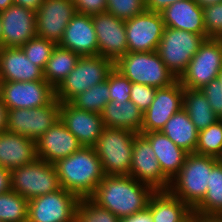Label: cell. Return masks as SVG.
I'll return each instance as SVG.
<instances>
[{
	"instance_id": "7c38bea8",
	"label": "cell",
	"mask_w": 222,
	"mask_h": 222,
	"mask_svg": "<svg viewBox=\"0 0 222 222\" xmlns=\"http://www.w3.org/2000/svg\"><path fill=\"white\" fill-rule=\"evenodd\" d=\"M0 98L8 110L38 108L55 99V89L46 80L0 82Z\"/></svg>"
},
{
	"instance_id": "7a4b0ae2",
	"label": "cell",
	"mask_w": 222,
	"mask_h": 222,
	"mask_svg": "<svg viewBox=\"0 0 222 222\" xmlns=\"http://www.w3.org/2000/svg\"><path fill=\"white\" fill-rule=\"evenodd\" d=\"M54 166L61 188L81 198H90L105 177L94 147H81Z\"/></svg>"
},
{
	"instance_id": "1f68e13d",
	"label": "cell",
	"mask_w": 222,
	"mask_h": 222,
	"mask_svg": "<svg viewBox=\"0 0 222 222\" xmlns=\"http://www.w3.org/2000/svg\"><path fill=\"white\" fill-rule=\"evenodd\" d=\"M109 74L107 79L90 87L75 96L70 103L76 108L100 114L104 106L110 101Z\"/></svg>"
},
{
	"instance_id": "836d02e7",
	"label": "cell",
	"mask_w": 222,
	"mask_h": 222,
	"mask_svg": "<svg viewBox=\"0 0 222 222\" xmlns=\"http://www.w3.org/2000/svg\"><path fill=\"white\" fill-rule=\"evenodd\" d=\"M195 153L217 159L222 157L221 120L199 131Z\"/></svg>"
},
{
	"instance_id": "8d00e7d4",
	"label": "cell",
	"mask_w": 222,
	"mask_h": 222,
	"mask_svg": "<svg viewBox=\"0 0 222 222\" xmlns=\"http://www.w3.org/2000/svg\"><path fill=\"white\" fill-rule=\"evenodd\" d=\"M106 12L120 18L128 20L146 11L145 0H106Z\"/></svg>"
},
{
	"instance_id": "f907efd6",
	"label": "cell",
	"mask_w": 222,
	"mask_h": 222,
	"mask_svg": "<svg viewBox=\"0 0 222 222\" xmlns=\"http://www.w3.org/2000/svg\"><path fill=\"white\" fill-rule=\"evenodd\" d=\"M14 4V0H0V12Z\"/></svg>"
},
{
	"instance_id": "f35d334b",
	"label": "cell",
	"mask_w": 222,
	"mask_h": 222,
	"mask_svg": "<svg viewBox=\"0 0 222 222\" xmlns=\"http://www.w3.org/2000/svg\"><path fill=\"white\" fill-rule=\"evenodd\" d=\"M132 82L113 68L109 72V94L110 101L130 100Z\"/></svg>"
},
{
	"instance_id": "44dd1931",
	"label": "cell",
	"mask_w": 222,
	"mask_h": 222,
	"mask_svg": "<svg viewBox=\"0 0 222 222\" xmlns=\"http://www.w3.org/2000/svg\"><path fill=\"white\" fill-rule=\"evenodd\" d=\"M58 45L80 56L98 55V42L92 16L76 13L67 24Z\"/></svg>"
},
{
	"instance_id": "ab89813d",
	"label": "cell",
	"mask_w": 222,
	"mask_h": 222,
	"mask_svg": "<svg viewBox=\"0 0 222 222\" xmlns=\"http://www.w3.org/2000/svg\"><path fill=\"white\" fill-rule=\"evenodd\" d=\"M156 90L152 86L132 83L130 100L144 113L153 102Z\"/></svg>"
},
{
	"instance_id": "d590c367",
	"label": "cell",
	"mask_w": 222,
	"mask_h": 222,
	"mask_svg": "<svg viewBox=\"0 0 222 222\" xmlns=\"http://www.w3.org/2000/svg\"><path fill=\"white\" fill-rule=\"evenodd\" d=\"M56 45L57 44L52 41L35 36L20 48L24 51L30 62L44 70Z\"/></svg>"
},
{
	"instance_id": "9c48e42d",
	"label": "cell",
	"mask_w": 222,
	"mask_h": 222,
	"mask_svg": "<svg viewBox=\"0 0 222 222\" xmlns=\"http://www.w3.org/2000/svg\"><path fill=\"white\" fill-rule=\"evenodd\" d=\"M222 70V38H207L178 79L184 88L201 90Z\"/></svg>"
},
{
	"instance_id": "ac0fdd59",
	"label": "cell",
	"mask_w": 222,
	"mask_h": 222,
	"mask_svg": "<svg viewBox=\"0 0 222 222\" xmlns=\"http://www.w3.org/2000/svg\"><path fill=\"white\" fill-rule=\"evenodd\" d=\"M2 21L1 47H21L37 36L36 12L11 5L0 12Z\"/></svg>"
},
{
	"instance_id": "74e56055",
	"label": "cell",
	"mask_w": 222,
	"mask_h": 222,
	"mask_svg": "<svg viewBox=\"0 0 222 222\" xmlns=\"http://www.w3.org/2000/svg\"><path fill=\"white\" fill-rule=\"evenodd\" d=\"M207 38H222V2L203 8Z\"/></svg>"
},
{
	"instance_id": "2e32d148",
	"label": "cell",
	"mask_w": 222,
	"mask_h": 222,
	"mask_svg": "<svg viewBox=\"0 0 222 222\" xmlns=\"http://www.w3.org/2000/svg\"><path fill=\"white\" fill-rule=\"evenodd\" d=\"M76 13L72 0H43L36 11L37 36L58 45L67 24Z\"/></svg>"
},
{
	"instance_id": "4dcf8cb0",
	"label": "cell",
	"mask_w": 222,
	"mask_h": 222,
	"mask_svg": "<svg viewBox=\"0 0 222 222\" xmlns=\"http://www.w3.org/2000/svg\"><path fill=\"white\" fill-rule=\"evenodd\" d=\"M194 213L222 215V162L218 160L209 175L207 193L193 209Z\"/></svg>"
},
{
	"instance_id": "e0dca14e",
	"label": "cell",
	"mask_w": 222,
	"mask_h": 222,
	"mask_svg": "<svg viewBox=\"0 0 222 222\" xmlns=\"http://www.w3.org/2000/svg\"><path fill=\"white\" fill-rule=\"evenodd\" d=\"M98 42V55L115 63L128 53L125 20L109 13L92 15Z\"/></svg>"
},
{
	"instance_id": "e575fe53",
	"label": "cell",
	"mask_w": 222,
	"mask_h": 222,
	"mask_svg": "<svg viewBox=\"0 0 222 222\" xmlns=\"http://www.w3.org/2000/svg\"><path fill=\"white\" fill-rule=\"evenodd\" d=\"M119 219L91 198H81L76 209L75 222H119Z\"/></svg>"
},
{
	"instance_id": "30bf717a",
	"label": "cell",
	"mask_w": 222,
	"mask_h": 222,
	"mask_svg": "<svg viewBox=\"0 0 222 222\" xmlns=\"http://www.w3.org/2000/svg\"><path fill=\"white\" fill-rule=\"evenodd\" d=\"M60 101L55 98L38 108L8 110L7 131L38 140L59 120Z\"/></svg>"
},
{
	"instance_id": "d6a6232c",
	"label": "cell",
	"mask_w": 222,
	"mask_h": 222,
	"mask_svg": "<svg viewBox=\"0 0 222 222\" xmlns=\"http://www.w3.org/2000/svg\"><path fill=\"white\" fill-rule=\"evenodd\" d=\"M0 219L6 222H27L28 200L13 190L0 194Z\"/></svg>"
},
{
	"instance_id": "9a60e30c",
	"label": "cell",
	"mask_w": 222,
	"mask_h": 222,
	"mask_svg": "<svg viewBox=\"0 0 222 222\" xmlns=\"http://www.w3.org/2000/svg\"><path fill=\"white\" fill-rule=\"evenodd\" d=\"M184 87L180 81L156 90L154 100L143 113L142 133L161 131L172 115L183 108Z\"/></svg>"
},
{
	"instance_id": "8992f818",
	"label": "cell",
	"mask_w": 222,
	"mask_h": 222,
	"mask_svg": "<svg viewBox=\"0 0 222 222\" xmlns=\"http://www.w3.org/2000/svg\"><path fill=\"white\" fill-rule=\"evenodd\" d=\"M114 63L101 55L81 56L74 69L55 89V98L70 102L92 86L104 82Z\"/></svg>"
},
{
	"instance_id": "d6986e66",
	"label": "cell",
	"mask_w": 222,
	"mask_h": 222,
	"mask_svg": "<svg viewBox=\"0 0 222 222\" xmlns=\"http://www.w3.org/2000/svg\"><path fill=\"white\" fill-rule=\"evenodd\" d=\"M59 119L82 147H94L104 129L101 114L76 108L70 102H60Z\"/></svg>"
},
{
	"instance_id": "d4e9b609",
	"label": "cell",
	"mask_w": 222,
	"mask_h": 222,
	"mask_svg": "<svg viewBox=\"0 0 222 222\" xmlns=\"http://www.w3.org/2000/svg\"><path fill=\"white\" fill-rule=\"evenodd\" d=\"M142 135L150 142L162 173L172 181L184 165L188 152L178 147L160 131L142 133Z\"/></svg>"
},
{
	"instance_id": "8fae6325",
	"label": "cell",
	"mask_w": 222,
	"mask_h": 222,
	"mask_svg": "<svg viewBox=\"0 0 222 222\" xmlns=\"http://www.w3.org/2000/svg\"><path fill=\"white\" fill-rule=\"evenodd\" d=\"M80 198L66 189L28 201L27 222H75Z\"/></svg>"
},
{
	"instance_id": "4316f807",
	"label": "cell",
	"mask_w": 222,
	"mask_h": 222,
	"mask_svg": "<svg viewBox=\"0 0 222 222\" xmlns=\"http://www.w3.org/2000/svg\"><path fill=\"white\" fill-rule=\"evenodd\" d=\"M153 222H183L193 210L169 190L155 191L148 202Z\"/></svg>"
},
{
	"instance_id": "ba28073f",
	"label": "cell",
	"mask_w": 222,
	"mask_h": 222,
	"mask_svg": "<svg viewBox=\"0 0 222 222\" xmlns=\"http://www.w3.org/2000/svg\"><path fill=\"white\" fill-rule=\"evenodd\" d=\"M11 173V190L28 201L61 189L54 164L37 158L30 164L14 168Z\"/></svg>"
},
{
	"instance_id": "277c9868",
	"label": "cell",
	"mask_w": 222,
	"mask_h": 222,
	"mask_svg": "<svg viewBox=\"0 0 222 222\" xmlns=\"http://www.w3.org/2000/svg\"><path fill=\"white\" fill-rule=\"evenodd\" d=\"M114 68L132 83L145 84L157 89L169 87L178 80L166 67L157 51L128 52L114 63Z\"/></svg>"
},
{
	"instance_id": "b9f144b4",
	"label": "cell",
	"mask_w": 222,
	"mask_h": 222,
	"mask_svg": "<svg viewBox=\"0 0 222 222\" xmlns=\"http://www.w3.org/2000/svg\"><path fill=\"white\" fill-rule=\"evenodd\" d=\"M77 13L85 15H96L106 13V0H72Z\"/></svg>"
},
{
	"instance_id": "7dc6e473",
	"label": "cell",
	"mask_w": 222,
	"mask_h": 222,
	"mask_svg": "<svg viewBox=\"0 0 222 222\" xmlns=\"http://www.w3.org/2000/svg\"><path fill=\"white\" fill-rule=\"evenodd\" d=\"M194 222H222V215L194 213Z\"/></svg>"
},
{
	"instance_id": "cb8c5ba5",
	"label": "cell",
	"mask_w": 222,
	"mask_h": 222,
	"mask_svg": "<svg viewBox=\"0 0 222 222\" xmlns=\"http://www.w3.org/2000/svg\"><path fill=\"white\" fill-rule=\"evenodd\" d=\"M165 27L206 35L203 8L195 0H180L160 12Z\"/></svg>"
},
{
	"instance_id": "681fc988",
	"label": "cell",
	"mask_w": 222,
	"mask_h": 222,
	"mask_svg": "<svg viewBox=\"0 0 222 222\" xmlns=\"http://www.w3.org/2000/svg\"><path fill=\"white\" fill-rule=\"evenodd\" d=\"M202 8L222 2V0H195Z\"/></svg>"
},
{
	"instance_id": "603a6c76",
	"label": "cell",
	"mask_w": 222,
	"mask_h": 222,
	"mask_svg": "<svg viewBox=\"0 0 222 222\" xmlns=\"http://www.w3.org/2000/svg\"><path fill=\"white\" fill-rule=\"evenodd\" d=\"M37 158L36 141L9 131L0 133V167L11 171Z\"/></svg>"
},
{
	"instance_id": "83f0119b",
	"label": "cell",
	"mask_w": 222,
	"mask_h": 222,
	"mask_svg": "<svg viewBox=\"0 0 222 222\" xmlns=\"http://www.w3.org/2000/svg\"><path fill=\"white\" fill-rule=\"evenodd\" d=\"M160 132L186 152L195 153L199 131L183 108L171 116Z\"/></svg>"
},
{
	"instance_id": "bcb514c9",
	"label": "cell",
	"mask_w": 222,
	"mask_h": 222,
	"mask_svg": "<svg viewBox=\"0 0 222 222\" xmlns=\"http://www.w3.org/2000/svg\"><path fill=\"white\" fill-rule=\"evenodd\" d=\"M42 1L43 0H14V4L36 12L40 8Z\"/></svg>"
},
{
	"instance_id": "c3c4849f",
	"label": "cell",
	"mask_w": 222,
	"mask_h": 222,
	"mask_svg": "<svg viewBox=\"0 0 222 222\" xmlns=\"http://www.w3.org/2000/svg\"><path fill=\"white\" fill-rule=\"evenodd\" d=\"M8 108L0 98V133L7 131Z\"/></svg>"
},
{
	"instance_id": "6da1fadb",
	"label": "cell",
	"mask_w": 222,
	"mask_h": 222,
	"mask_svg": "<svg viewBox=\"0 0 222 222\" xmlns=\"http://www.w3.org/2000/svg\"><path fill=\"white\" fill-rule=\"evenodd\" d=\"M154 192L152 187L130 175H105L90 198L117 217L123 218L148 207Z\"/></svg>"
},
{
	"instance_id": "db71d44e",
	"label": "cell",
	"mask_w": 222,
	"mask_h": 222,
	"mask_svg": "<svg viewBox=\"0 0 222 222\" xmlns=\"http://www.w3.org/2000/svg\"><path fill=\"white\" fill-rule=\"evenodd\" d=\"M1 36H2V21L0 18V48H1Z\"/></svg>"
},
{
	"instance_id": "3957f363",
	"label": "cell",
	"mask_w": 222,
	"mask_h": 222,
	"mask_svg": "<svg viewBox=\"0 0 222 222\" xmlns=\"http://www.w3.org/2000/svg\"><path fill=\"white\" fill-rule=\"evenodd\" d=\"M218 160L188 153L181 170L170 182L169 191L193 210L206 195L212 166Z\"/></svg>"
},
{
	"instance_id": "ee69618b",
	"label": "cell",
	"mask_w": 222,
	"mask_h": 222,
	"mask_svg": "<svg viewBox=\"0 0 222 222\" xmlns=\"http://www.w3.org/2000/svg\"><path fill=\"white\" fill-rule=\"evenodd\" d=\"M180 0H145L146 10L151 12H162L165 8Z\"/></svg>"
},
{
	"instance_id": "f1b7e54d",
	"label": "cell",
	"mask_w": 222,
	"mask_h": 222,
	"mask_svg": "<svg viewBox=\"0 0 222 222\" xmlns=\"http://www.w3.org/2000/svg\"><path fill=\"white\" fill-rule=\"evenodd\" d=\"M183 109L198 131L220 120L201 90L184 88Z\"/></svg>"
},
{
	"instance_id": "60d3db41",
	"label": "cell",
	"mask_w": 222,
	"mask_h": 222,
	"mask_svg": "<svg viewBox=\"0 0 222 222\" xmlns=\"http://www.w3.org/2000/svg\"><path fill=\"white\" fill-rule=\"evenodd\" d=\"M202 93L208 100L212 110L222 117V91L218 78L212 80L209 84L201 89Z\"/></svg>"
},
{
	"instance_id": "5b68a950",
	"label": "cell",
	"mask_w": 222,
	"mask_h": 222,
	"mask_svg": "<svg viewBox=\"0 0 222 222\" xmlns=\"http://www.w3.org/2000/svg\"><path fill=\"white\" fill-rule=\"evenodd\" d=\"M136 135L127 129L104 127L94 149L105 175H130Z\"/></svg>"
},
{
	"instance_id": "816d5d0a",
	"label": "cell",
	"mask_w": 222,
	"mask_h": 222,
	"mask_svg": "<svg viewBox=\"0 0 222 222\" xmlns=\"http://www.w3.org/2000/svg\"><path fill=\"white\" fill-rule=\"evenodd\" d=\"M183 222H194V212H192Z\"/></svg>"
},
{
	"instance_id": "f5cc1de1",
	"label": "cell",
	"mask_w": 222,
	"mask_h": 222,
	"mask_svg": "<svg viewBox=\"0 0 222 222\" xmlns=\"http://www.w3.org/2000/svg\"><path fill=\"white\" fill-rule=\"evenodd\" d=\"M218 80H219V83L221 85V91H222V70L220 71V73L218 75Z\"/></svg>"
},
{
	"instance_id": "ffe728a7",
	"label": "cell",
	"mask_w": 222,
	"mask_h": 222,
	"mask_svg": "<svg viewBox=\"0 0 222 222\" xmlns=\"http://www.w3.org/2000/svg\"><path fill=\"white\" fill-rule=\"evenodd\" d=\"M81 147L60 119L36 140L37 157L50 164L70 156Z\"/></svg>"
},
{
	"instance_id": "484cf974",
	"label": "cell",
	"mask_w": 222,
	"mask_h": 222,
	"mask_svg": "<svg viewBox=\"0 0 222 222\" xmlns=\"http://www.w3.org/2000/svg\"><path fill=\"white\" fill-rule=\"evenodd\" d=\"M104 127L127 129L141 132L143 111L131 100L109 101L101 111Z\"/></svg>"
},
{
	"instance_id": "4fadbf2b",
	"label": "cell",
	"mask_w": 222,
	"mask_h": 222,
	"mask_svg": "<svg viewBox=\"0 0 222 222\" xmlns=\"http://www.w3.org/2000/svg\"><path fill=\"white\" fill-rule=\"evenodd\" d=\"M128 52H154L165 29L161 13L144 11L125 20Z\"/></svg>"
},
{
	"instance_id": "52a82bcc",
	"label": "cell",
	"mask_w": 222,
	"mask_h": 222,
	"mask_svg": "<svg viewBox=\"0 0 222 222\" xmlns=\"http://www.w3.org/2000/svg\"><path fill=\"white\" fill-rule=\"evenodd\" d=\"M205 39L206 35L165 27L157 53L166 67L179 79Z\"/></svg>"
},
{
	"instance_id": "f6af8a7d",
	"label": "cell",
	"mask_w": 222,
	"mask_h": 222,
	"mask_svg": "<svg viewBox=\"0 0 222 222\" xmlns=\"http://www.w3.org/2000/svg\"><path fill=\"white\" fill-rule=\"evenodd\" d=\"M11 190L10 170L0 167V194Z\"/></svg>"
},
{
	"instance_id": "7402d4cb",
	"label": "cell",
	"mask_w": 222,
	"mask_h": 222,
	"mask_svg": "<svg viewBox=\"0 0 222 222\" xmlns=\"http://www.w3.org/2000/svg\"><path fill=\"white\" fill-rule=\"evenodd\" d=\"M45 80L43 70L30 62L20 47L0 48V82Z\"/></svg>"
},
{
	"instance_id": "5bb4252c",
	"label": "cell",
	"mask_w": 222,
	"mask_h": 222,
	"mask_svg": "<svg viewBox=\"0 0 222 222\" xmlns=\"http://www.w3.org/2000/svg\"><path fill=\"white\" fill-rule=\"evenodd\" d=\"M130 176L155 191L169 190L171 181L162 173L150 142L139 133L134 138Z\"/></svg>"
},
{
	"instance_id": "7bdbcfd3",
	"label": "cell",
	"mask_w": 222,
	"mask_h": 222,
	"mask_svg": "<svg viewBox=\"0 0 222 222\" xmlns=\"http://www.w3.org/2000/svg\"><path fill=\"white\" fill-rule=\"evenodd\" d=\"M119 222H153V218L151 215V210L149 207H146L137 213L120 218Z\"/></svg>"
},
{
	"instance_id": "f546056e",
	"label": "cell",
	"mask_w": 222,
	"mask_h": 222,
	"mask_svg": "<svg viewBox=\"0 0 222 222\" xmlns=\"http://www.w3.org/2000/svg\"><path fill=\"white\" fill-rule=\"evenodd\" d=\"M80 57L77 53L56 45L43 70L44 79L56 89L74 69Z\"/></svg>"
}]
</instances>
